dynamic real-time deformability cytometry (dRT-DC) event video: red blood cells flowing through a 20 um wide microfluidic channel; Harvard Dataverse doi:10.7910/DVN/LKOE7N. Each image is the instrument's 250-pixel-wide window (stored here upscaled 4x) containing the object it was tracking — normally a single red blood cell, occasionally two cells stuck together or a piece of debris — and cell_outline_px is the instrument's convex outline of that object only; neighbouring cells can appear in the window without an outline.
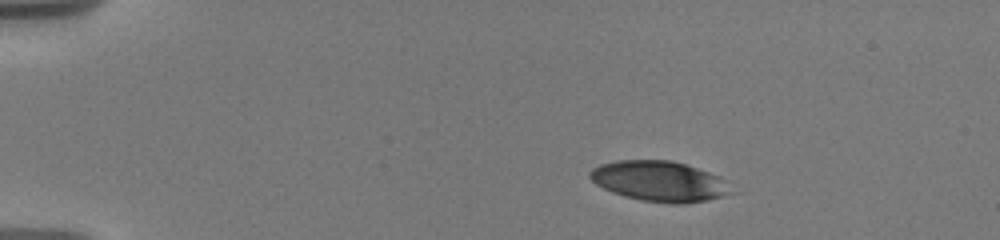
{"species": "human", "species_latin": "Homo sapiens", "temperature_condition": "warm", "stored_images_in_passage": 48, "camera_frame_rate_fps": 3000, "um_per_image_px": 0.085, "donor": {"sex": "male"}, "frame": {"image": 1, "passage_image": 1, "time_ms": 0.0, "image_size_px": [1000, 240], "cell_outline_px": [[740, 192], [708, 200], [684, 204], [672, 204], [644, 200], [624, 196], [612, 192], [596, 184], [588, 176], [588, 172], [592, 168], [600, 164], [616, 160], [672, 160], [720, 176], [728, 180]], "centroid_in_image_um": [56.14, 15.41], "position_along_channel_um": 28.9, "area_um2": 33.81}}
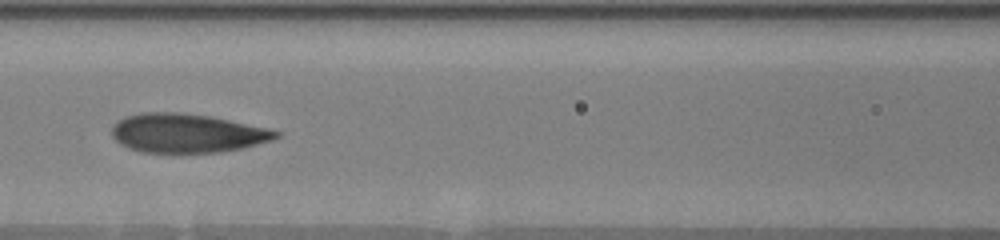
{"frame": {"image": 2, "passage_image": 22, "time_ms": 5.667, "image_size_px": [1000, 240], "cell_outline_px": [[280, 136], [272, 140], [240, 148], [220, 152], [140, 152], [128, 148], [120, 144], [112, 136], [112, 128], [116, 120], [124, 116], [144, 112], [180, 112], [208, 116], [268, 128], [280, 132]], "centroid_in_image_um": [15.84, 11.31], "position_along_channel_um": 150.8, "area_um2": 37.11}}
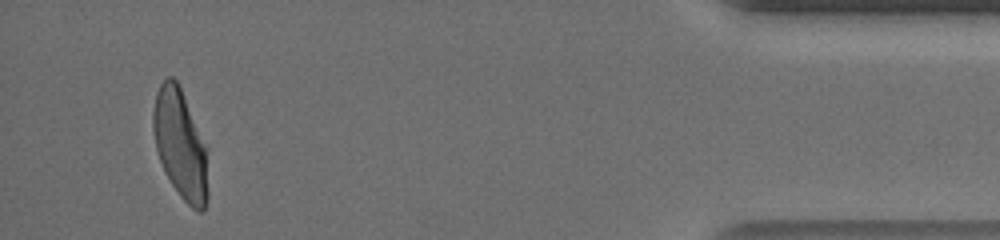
{"frame": {"image": 3, "passage_image": 45, "time_ms": 14.667, "image_size_px": [1000, 240], "cell_outline_px": [[208, 200], [204, 208], [200, 212], [192, 208], [180, 196], [172, 184], [160, 160], [156, 148], [152, 128], [152, 112], [156, 92], [160, 84], [168, 76], [172, 76], [180, 84], [208, 144]], "centroid_in_image_um": [15.38, 12.22], "position_along_channel_um": 419.8, "area_um2": 35.95}, "authors_computed_cell_mechanics": {"area_um2": 36.7608, "velocity_mm_per_s": 3.6347, "shape_relaxation_time_tau1_ms": 4.3721, "shape_relaxation_time_tau2_ms": 0.8654, "deformation_change_tau1": 0.2024, "deformation_change_tau2": 0.0769}}